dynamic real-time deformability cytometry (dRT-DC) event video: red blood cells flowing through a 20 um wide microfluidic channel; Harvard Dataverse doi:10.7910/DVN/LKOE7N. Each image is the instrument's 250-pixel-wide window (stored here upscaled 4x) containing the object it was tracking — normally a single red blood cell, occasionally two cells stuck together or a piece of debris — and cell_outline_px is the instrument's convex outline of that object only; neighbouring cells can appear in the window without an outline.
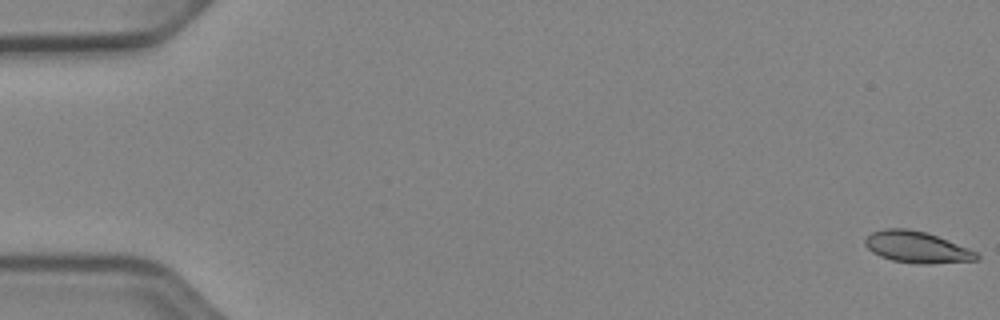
{"species": "Egyptian fruit bat (a non-hibernating species)", "species_latin": "Rousettus aegyptiacus", "temperature_condition": "cold", "stored_images_in_passage": 43, "camera_frame_rate_fps": 3000, "um_per_image_px": 0.085, "animal": {"sex": "female"}, "frame": {"image": 1, "passage_image": 1, "time_ms": 0.0, "image_size_px": [1000, 320], "cell_outline_px": [[980, 260], [928, 264], [916, 264], [892, 260], [880, 256], [872, 252], [864, 244], [864, 240], [872, 232], [884, 228], [908, 228], [924, 232], [936, 236], [968, 248], [976, 252], [980, 256]], "centroid_in_image_um": [77.92, 21.01], "position_along_channel_um": 7.1, "area_um2": 20.4}}
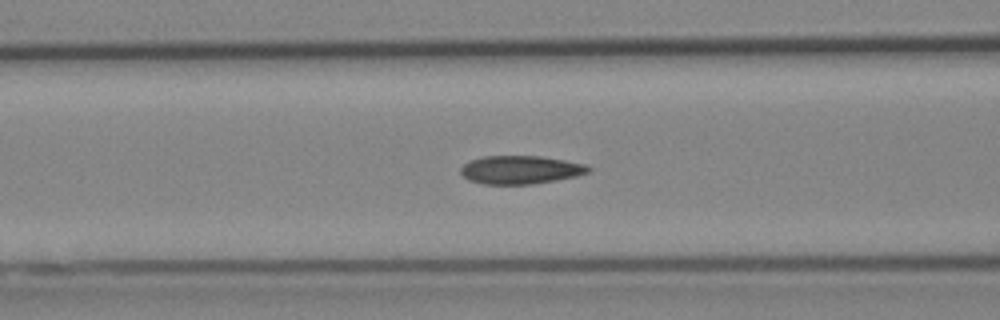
{"frame": {"image": 2, "passage_image": 22, "time_ms": 7.0, "image_size_px": [1000, 320], "cell_outline_px": [[592, 168], [588, 172], [576, 176], [556, 180], [532, 184], [484, 184], [468, 180], [460, 172], [460, 168], [468, 160], [484, 156], [540, 156], [564, 160], [584, 164]], "centroid_in_image_um": [44.21, 14.43], "position_along_channel_um": 122.4, "area_um2": 21.04}}
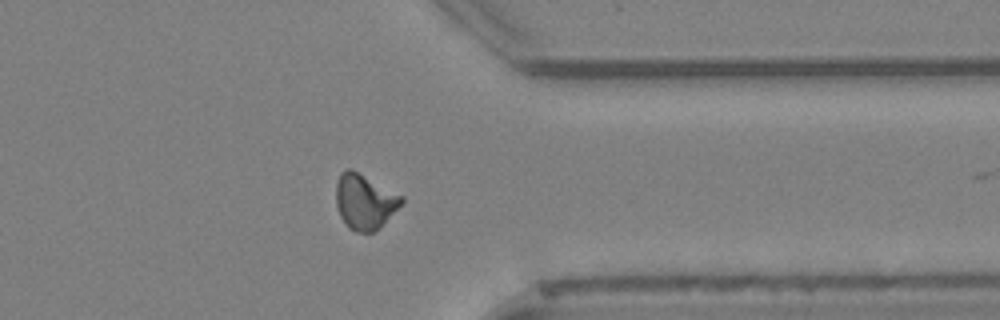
{"frame": {"image": 3, "passage_image": 42, "time_ms": 13.667, "image_size_px": [1000, 320], "cell_outline_px": [[404, 200], [376, 232], [356, 232], [348, 228], [340, 216], [336, 204], [336, 180], [340, 172], [344, 168], [348, 168], [404, 196]], "centroid_in_image_um": [30.97, 17.14], "position_along_channel_um": 380.4, "area_um2": 20.92}}